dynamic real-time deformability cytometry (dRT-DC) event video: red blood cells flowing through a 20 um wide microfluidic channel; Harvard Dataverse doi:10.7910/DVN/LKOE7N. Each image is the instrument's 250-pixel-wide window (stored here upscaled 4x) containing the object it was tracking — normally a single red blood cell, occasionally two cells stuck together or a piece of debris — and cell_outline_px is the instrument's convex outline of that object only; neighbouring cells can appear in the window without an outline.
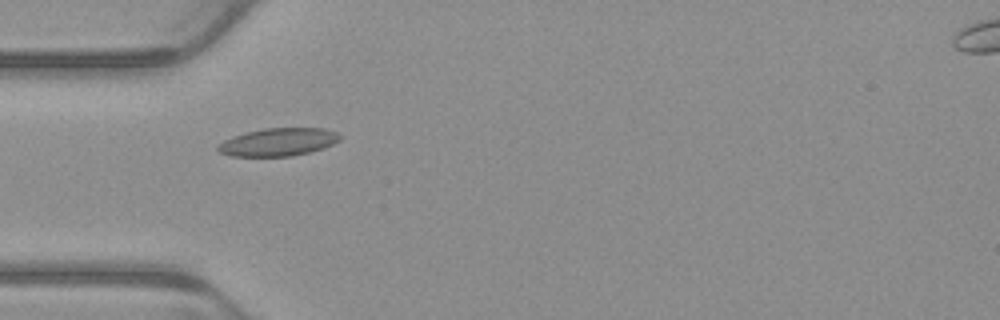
{"species": "common noctule bat (a hibernating species)", "species_latin": "Nyctalus noctula", "temperature_condition": "warm", "stored_images_in_passage": 2, "camera_frame_rate_fps": 3000, "um_per_image_px": 0.085, "animal": {"sex": "male", "body_mass_g": 23.1, "forearm_length_mm": 52.7}, "frame": {"image": 1, "passage_image": 1, "time_ms": 0.0, "image_size_px": [1000, 320], "cell_outline_px": [[344, 136], [340, 140], [324, 148], [292, 156], [232, 156], [220, 152], [216, 148], [216, 144], [232, 136], [244, 132], [264, 128], [324, 128], [336, 132]], "centroid_in_image_um": [23.65, 12.06], "position_along_channel_um": 61.4, "area_um2": 20.0}}
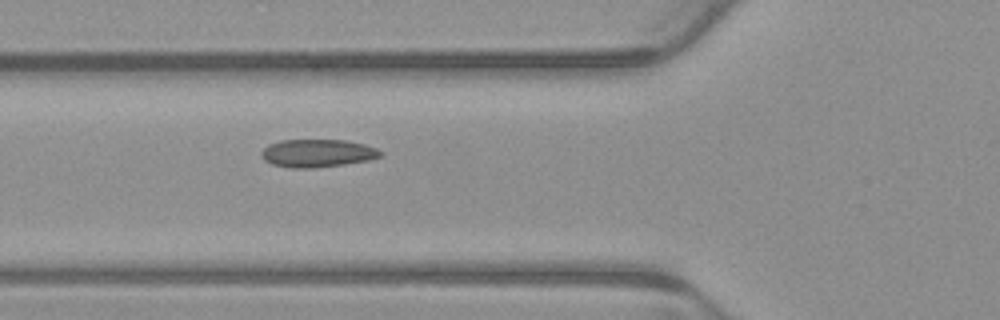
{"frame": {"image": 2, "passage_image": 2, "time_ms": 0.333, "image_size_px": [1000, 320], "cell_outline_px": [[384, 152], [380, 156], [368, 160], [344, 164], [312, 168], [292, 168], [272, 164], [264, 160], [260, 156], [260, 152], [268, 144], [280, 140], [344, 140], [364, 144], [376, 148]], "centroid_in_image_um": [26.95, 13.02], "position_along_channel_um": 98.9, "area_um2": 19.36}}